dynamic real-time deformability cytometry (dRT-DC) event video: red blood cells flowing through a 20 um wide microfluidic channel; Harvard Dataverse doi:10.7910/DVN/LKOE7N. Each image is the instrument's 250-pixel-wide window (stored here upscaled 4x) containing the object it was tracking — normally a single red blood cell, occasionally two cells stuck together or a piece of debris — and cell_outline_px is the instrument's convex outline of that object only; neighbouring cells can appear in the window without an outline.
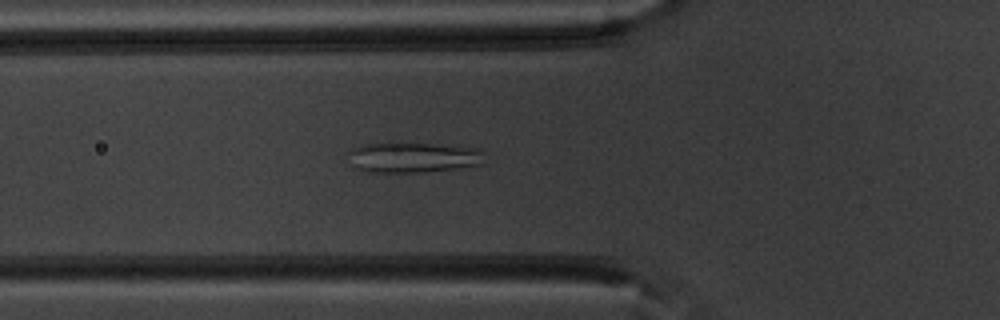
{"species": "common noctule bat (a hibernating species)", "species_latin": "Nyctalus noctula", "temperature_condition": "warm", "stored_images_in_passage": 50, "segment_of_instrument_passage": [1, 2], "camera_frame_rate_fps": 3000, "um_per_image_px": 0.085, "animal": {"sex": "male", "body_mass_g": 20.1, "forearm_length_mm": 53.5}, "frame": {"image": 1, "passage_image": 19, "time_ms": 6.0, "image_size_px": [1000, 320], "cell_outline_px": [[484, 152], [480, 164], [424, 172], [364, 172], [356, 168], [348, 152], [352, 148], [368, 144], [388, 140], [400, 140], [444, 144], [476, 148]], "centroid_in_image_um": [35.06, 13.32], "position_along_channel_um": 90.7, "area_um2": 24.74}}
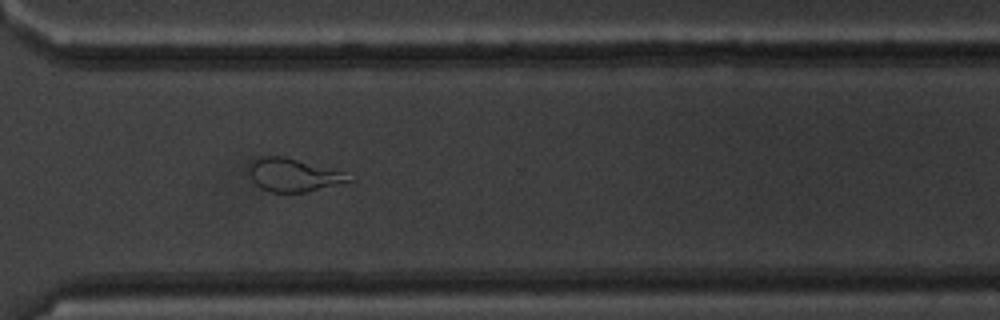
{"frame": {"image": 2, "passage_image": 39, "time_ms": 12.667, "image_size_px": [1000, 320], "cell_outline_px": [[356, 180], [304, 192], [272, 192], [260, 188], [252, 180], [248, 172], [248, 168], [252, 160], [260, 156], [284, 156], [340, 172]], "centroid_in_image_um": [24.84, 14.88], "position_along_channel_um": 345.8, "area_um2": 18.84}}
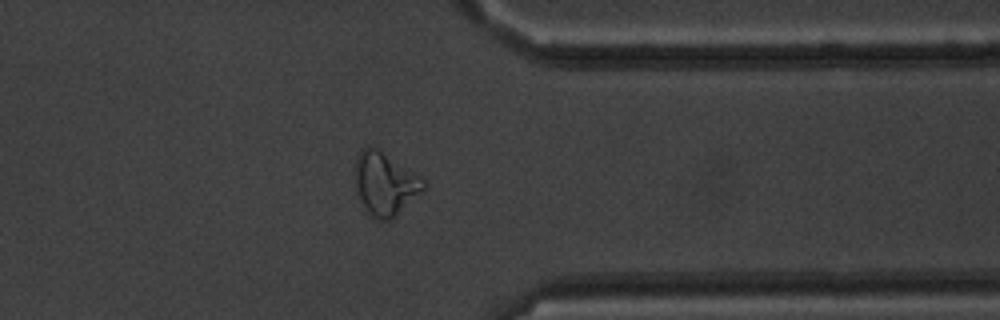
{"frame": {"image": 3, "passage_image": 42, "time_ms": 13.667, "image_size_px": [1000, 320], "cell_outline_px": [[424, 188], [392, 220], [380, 220], [372, 216], [364, 208], [356, 192], [356, 156], [360, 148], [368, 144], [376, 148], [420, 176], [424, 180]], "centroid_in_image_um": [32.68, 15.61], "position_along_channel_um": 378.7, "area_um2": 24.74}}